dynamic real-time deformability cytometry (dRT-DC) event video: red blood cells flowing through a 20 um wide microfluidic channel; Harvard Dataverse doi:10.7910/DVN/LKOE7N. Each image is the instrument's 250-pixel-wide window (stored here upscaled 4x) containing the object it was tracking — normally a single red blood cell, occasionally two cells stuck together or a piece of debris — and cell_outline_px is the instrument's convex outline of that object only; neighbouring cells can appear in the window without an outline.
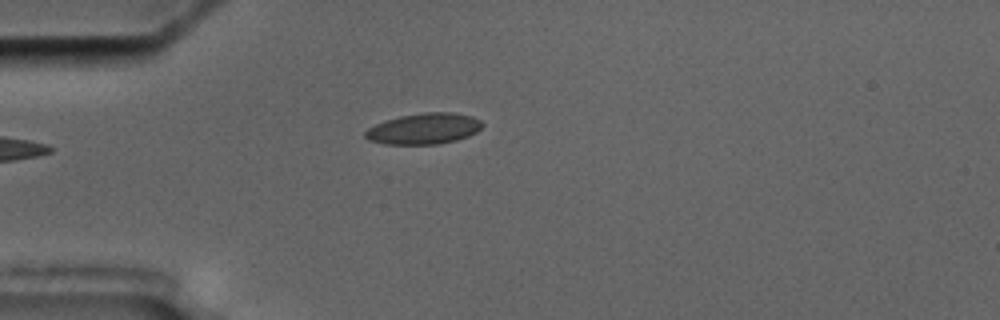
{"species": "common noctule bat (a hibernating species)", "species_latin": "Nyctalus noctula", "temperature_condition": "cold", "stored_images_in_passage": 1, "camera_frame_rate_fps": 3000, "um_per_image_px": 0.085, "animal": {"sex": "male", "body_mass_g": 17.5, "forearm_length_mm": 52.3}, "frame": {"image": 1, "passage_image": 1, "time_ms": 0.0, "image_size_px": [1000, 320], "cell_outline_px": [[484, 124], [476, 132], [468, 136], [456, 140], [440, 144], [384, 144], [368, 140], [364, 136], [364, 132], [368, 128], [384, 120], [400, 116], [424, 112], [452, 112], [472, 116], [480, 120]], "centroid_in_image_um": [36.02, 10.94], "position_along_channel_um": 49.0, "area_um2": 21.21}}